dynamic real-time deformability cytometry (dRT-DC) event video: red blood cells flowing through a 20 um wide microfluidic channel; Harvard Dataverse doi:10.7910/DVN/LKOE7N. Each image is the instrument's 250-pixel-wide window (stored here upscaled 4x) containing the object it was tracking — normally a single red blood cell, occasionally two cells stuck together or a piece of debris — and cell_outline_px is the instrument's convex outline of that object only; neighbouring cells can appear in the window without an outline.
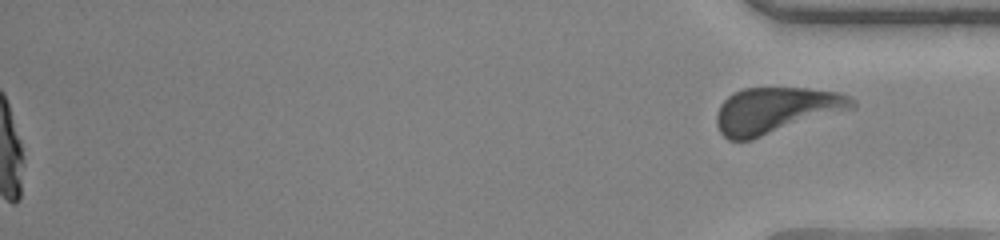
{"species": "human", "species_latin": "Homo sapiens", "temperature_condition": "warm", "stored_images_in_passage": 38, "segment_of_instrument_passage": [2, 2], "camera_frame_rate_fps": 3000, "um_per_image_px": 0.085, "donor": {"sex": "female"}, "frame": {"image": 1, "passage_image": 38, "time_ms": 12.333, "image_size_px": [1000, 240], "cell_outline_px": [[856, 108], [752, 140], [728, 140], [720, 132], [716, 124], [716, 116], [720, 104], [728, 96], [744, 88], [808, 88], [840, 92], [852, 96], [856, 100]], "centroid_in_image_um": [66.01, 9.38], "position_along_channel_um": 369.2, "area_um2": 36.93}}